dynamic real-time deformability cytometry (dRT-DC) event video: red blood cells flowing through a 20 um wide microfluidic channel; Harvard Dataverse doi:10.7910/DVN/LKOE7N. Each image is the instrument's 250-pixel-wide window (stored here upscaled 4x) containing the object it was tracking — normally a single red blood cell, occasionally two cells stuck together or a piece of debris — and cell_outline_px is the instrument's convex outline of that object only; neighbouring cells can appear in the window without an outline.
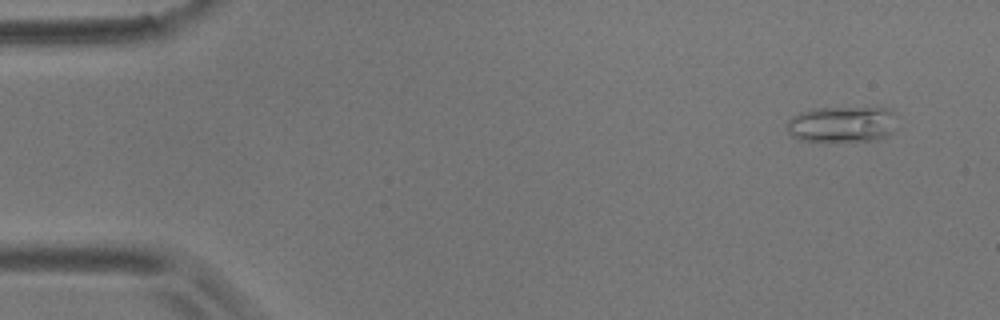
{"species": "common noctule bat (a hibernating species)", "species_latin": "Nyctalus noctula", "temperature_condition": "room temperature", "stored_images_in_passage": 7, "camera_frame_rate_fps": 3000, "um_per_image_px": 0.085, "animal": {"sex": "male", "body_mass_g": 17.9}, "frame": {"image": 1, "passage_image": 1, "time_ms": 0.0, "image_size_px": [1000, 320], "cell_outline_px": [[896, 116], [892, 132], [880, 140], [824, 144], [796, 140], [788, 132], [788, 120], [792, 116], [800, 112], [812, 108], [892, 108]], "centroid_in_image_um": [71.54, 10.62], "position_along_channel_um": 13.5, "area_um2": 24.22}}
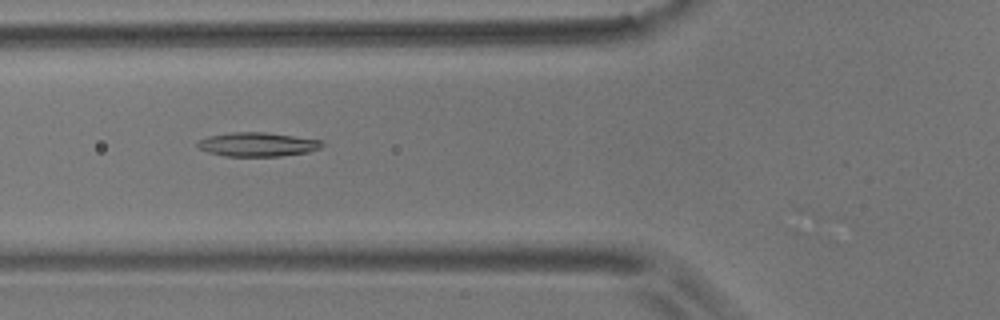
{"frame": {"image": 2, "passage_image": 6, "time_ms": 1.667, "image_size_px": [1000, 320], "cell_outline_px": [[324, 144], [320, 148], [308, 152], [280, 156], [224, 156], [208, 152], [200, 148], [196, 144], [200, 140], [208, 136], [232, 132], [264, 132], [320, 140]], "centroid_in_image_um": [21.87, 12.28], "position_along_channel_um": 103.9, "area_um2": 17.22}}
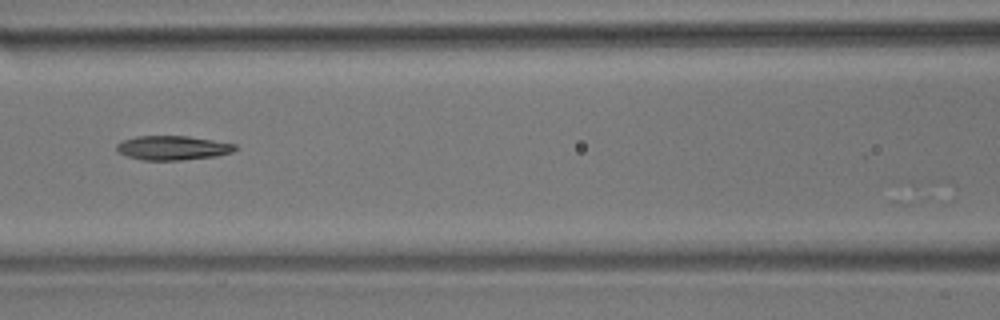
{"frame": {"image": 3, "passage_image": 7, "time_ms": 2.0, "image_size_px": [1000, 320], "cell_outline_px": [[236, 148], [232, 152], [216, 156], [184, 160], [144, 160], [128, 156], [120, 152], [116, 148], [116, 144], [124, 140], [136, 136], [188, 136], [236, 144]], "centroid_in_image_um": [14.69, 12.57], "position_along_channel_um": 151.9, "area_um2": 16.59}}